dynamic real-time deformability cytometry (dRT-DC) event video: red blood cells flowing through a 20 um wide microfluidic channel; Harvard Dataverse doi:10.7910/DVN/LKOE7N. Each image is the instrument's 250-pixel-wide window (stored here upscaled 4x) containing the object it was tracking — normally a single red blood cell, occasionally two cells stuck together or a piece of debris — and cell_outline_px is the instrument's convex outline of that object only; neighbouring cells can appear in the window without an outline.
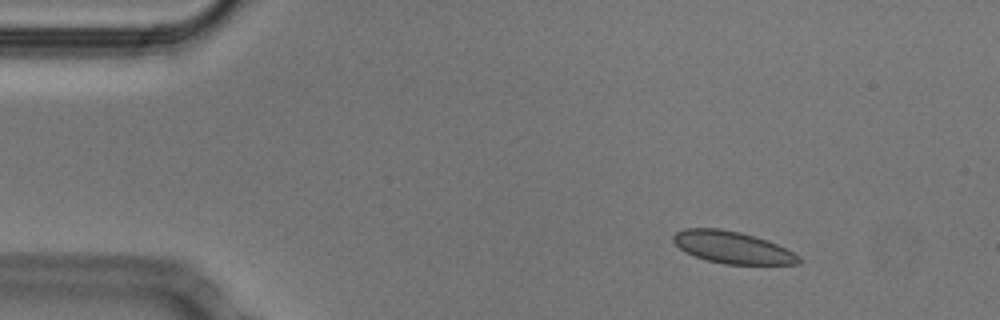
{"species": "Egyptian fruit bat (a non-hibernating species)", "species_latin": "Rousettus aegyptiacus", "temperature_condition": "cold", "stored_images_in_passage": 54, "camera_frame_rate_fps": 3000, "um_per_image_px": 0.085, "animal": {"sex": "male"}, "frame": {"image": 1, "passage_image": 7, "time_ms": 2.0, "image_size_px": [1000, 320], "cell_outline_px": [[804, 260], [800, 264], [724, 264], [708, 260], [684, 252], [672, 240], [672, 236], [676, 232], [684, 228], [720, 228], [740, 232], [776, 244], [800, 256]], "centroid_in_image_um": [62.24, 21.03], "position_along_channel_um": 22.8, "area_um2": 23.24}}
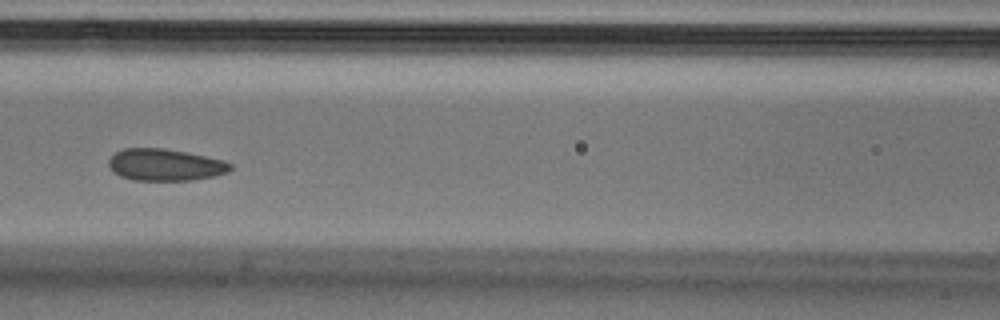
{"frame": {"image": 2, "passage_image": 23, "time_ms": 7.333, "image_size_px": [1000, 320], "cell_outline_px": [[232, 168], [228, 172], [212, 176], [192, 180], [132, 180], [120, 176], [112, 172], [108, 164], [108, 160], [116, 152], [124, 148], [164, 148], [188, 152], [224, 160], [232, 164]], "centroid_in_image_um": [14.02, 14.0], "position_along_channel_um": 152.6, "area_um2": 22.72}}
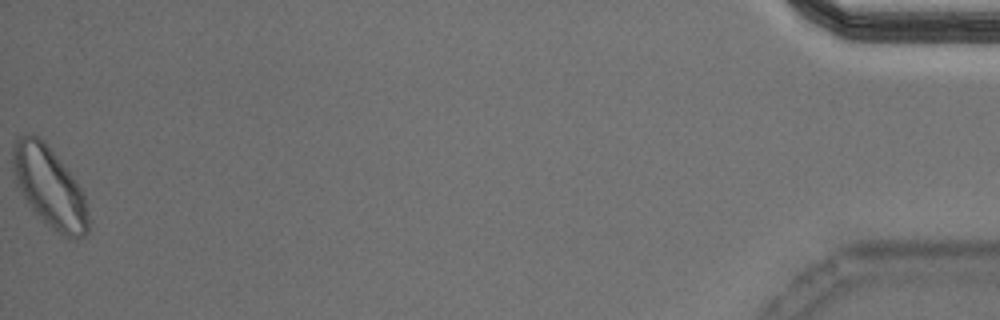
{"frame": {"image": 3, "passage_image": 53, "time_ms": 17.333, "image_size_px": [1000, 320], "cell_outline_px": [[88, 232], [84, 236], [64, 236], [52, 228], [32, 212], [24, 200], [16, 184], [12, 160], [12, 148], [16, 140], [20, 136], [28, 132], [32, 132], [44, 140], [76, 180], [84, 196], [88, 212]], "centroid_in_image_um": [4.16, 15.86], "position_along_channel_um": 431.0, "area_um2": 35.49}}